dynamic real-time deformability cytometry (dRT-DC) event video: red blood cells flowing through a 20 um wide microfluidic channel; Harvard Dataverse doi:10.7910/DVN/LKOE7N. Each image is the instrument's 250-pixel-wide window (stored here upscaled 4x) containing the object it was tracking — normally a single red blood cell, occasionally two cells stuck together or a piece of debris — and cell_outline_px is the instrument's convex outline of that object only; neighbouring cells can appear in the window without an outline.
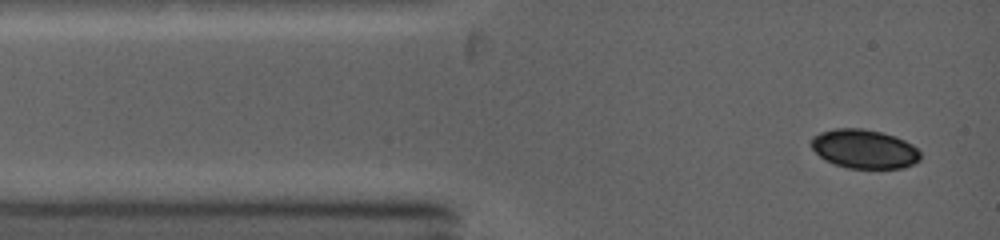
{"species": "common noctule bat (a hibernating species)", "species_latin": "Nyctalus noctula", "temperature_condition": "warm", "stored_images_in_passage": 6, "camera_frame_rate_fps": 5000, "um_per_image_px": 0.085, "animal": {"sex": "female", "body_mass_g": 19.0, "forearm_length_mm": 53.3}, "frame": {"image": 1, "passage_image": 1, "time_ms": 0.0, "image_size_px": [1000, 240], "cell_outline_px": [[920, 160], [916, 164], [904, 168], [848, 168], [824, 160], [812, 148], [812, 136], [820, 132], [836, 128], [864, 128], [896, 136], [912, 144], [920, 152]], "centroid_in_image_um": [73.48, 12.66], "position_along_channel_um": 11.5, "area_um2": 24.91}}
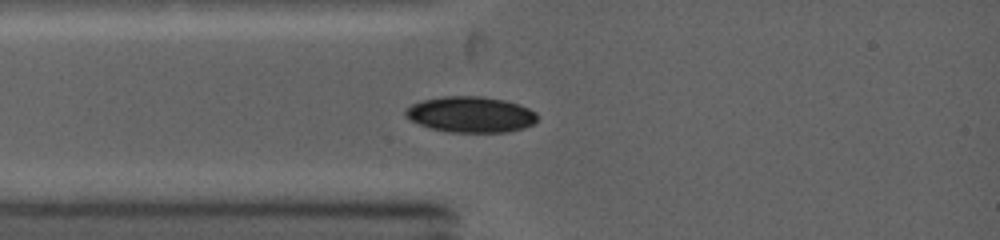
{"frame": {"image": 2, "passage_image": 4, "time_ms": 1.8, "image_size_px": [1000, 240], "cell_outline_px": [[536, 120], [532, 124], [524, 128], [508, 132], [448, 132], [432, 128], [420, 124], [404, 116], [404, 108], [412, 104], [424, 100], [444, 96], [480, 96], [504, 100], [528, 108], [536, 112]], "centroid_in_image_um": [39.98, 9.73], "position_along_channel_um": 45.0, "area_um2": 27.4}}